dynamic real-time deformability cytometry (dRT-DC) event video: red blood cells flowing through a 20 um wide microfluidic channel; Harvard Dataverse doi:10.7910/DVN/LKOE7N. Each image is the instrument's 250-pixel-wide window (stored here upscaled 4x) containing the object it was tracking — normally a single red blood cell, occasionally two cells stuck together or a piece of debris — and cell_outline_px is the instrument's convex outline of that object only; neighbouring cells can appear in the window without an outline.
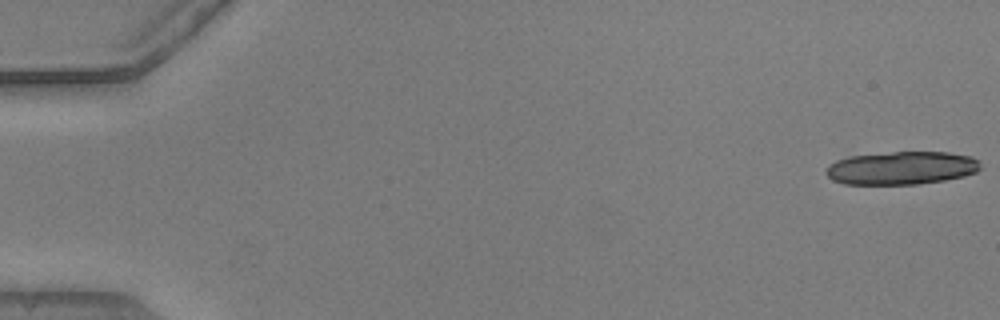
{"species": "common noctule bat (a hibernating species)", "species_latin": "Nyctalus noctula", "temperature_condition": "warm", "stored_images_in_passage": 12, "camera_frame_rate_fps": 3000, "um_per_image_px": 0.085, "animal": {"sex": "male", "body_mass_g": 20.5, "forearm_length_mm": 52.5}, "frame": {"image": 1, "passage_image": 1, "time_ms": 0.0, "image_size_px": [1000, 320], "cell_outline_px": [[980, 168], [976, 172], [964, 176], [944, 180], [920, 184], [844, 184], [832, 180], [824, 172], [836, 160], [848, 156], [892, 152], [948, 152], [968, 156], [980, 160]], "centroid_in_image_um": [76.64, 14.28], "position_along_channel_um": 8.4, "area_um2": 29.77}}